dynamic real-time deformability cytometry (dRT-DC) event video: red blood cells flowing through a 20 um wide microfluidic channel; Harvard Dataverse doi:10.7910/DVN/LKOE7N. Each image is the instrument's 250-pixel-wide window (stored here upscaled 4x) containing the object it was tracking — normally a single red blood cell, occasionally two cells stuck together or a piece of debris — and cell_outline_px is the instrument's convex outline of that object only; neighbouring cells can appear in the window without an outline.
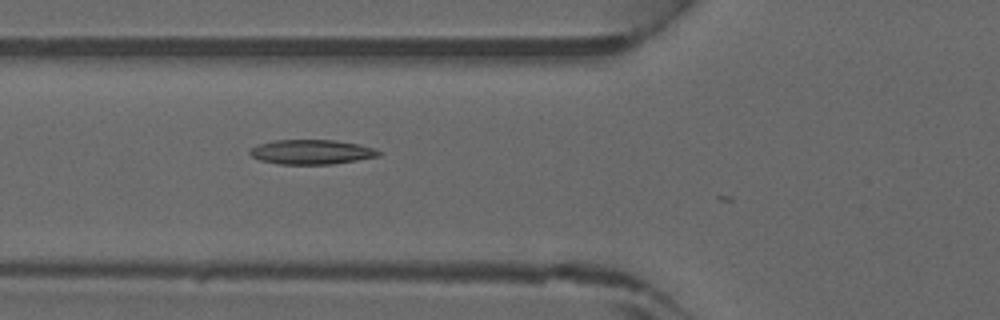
{"species": "common noctule bat (a hibernating species)", "species_latin": "Nyctalus noctula", "temperature_condition": "warm", "stored_images_in_passage": 18, "camera_frame_rate_fps": 3000, "um_per_image_px": 0.085, "animal": {"sex": "male", "forearm_length_mm": 52.5}, "frame": {"image": 1, "passage_image": 17, "time_ms": 5.333, "image_size_px": [1000, 320], "cell_outline_px": [[384, 152], [380, 156], [332, 164], [280, 164], [260, 160], [252, 156], [248, 152], [252, 148], [260, 144], [276, 140], [332, 140], [360, 144]], "centroid_in_image_um": [26.52, 12.92], "position_along_channel_um": 99.3, "area_um2": 18.32}}